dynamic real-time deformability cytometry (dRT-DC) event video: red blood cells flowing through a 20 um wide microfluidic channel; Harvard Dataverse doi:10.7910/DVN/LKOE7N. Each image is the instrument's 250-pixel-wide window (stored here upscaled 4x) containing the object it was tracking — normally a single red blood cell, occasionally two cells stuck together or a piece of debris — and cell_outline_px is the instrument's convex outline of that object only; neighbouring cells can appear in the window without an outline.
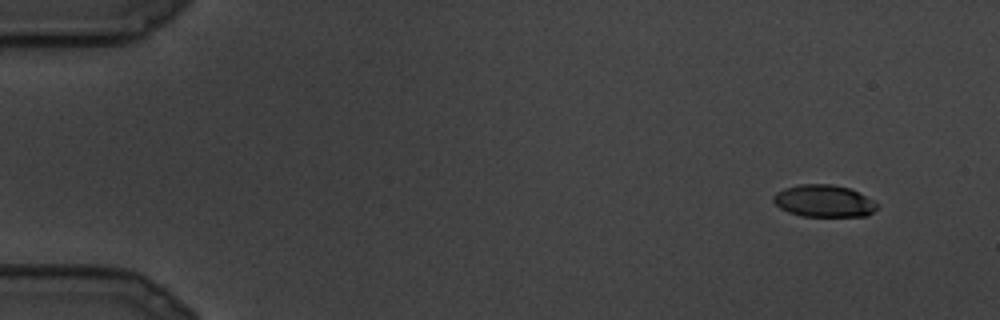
{"species": "common noctule bat (a hibernating species)", "species_latin": "Nyctalus noctula", "temperature_condition": "cold", "stored_images_in_passage": 25, "camera_frame_rate_fps": 3000, "um_per_image_px": 0.085, "animal": {"sex": "male", "body_mass_g": 19.5, "forearm_length_mm": 54.6}, "frame": {"image": 1, "passage_image": 1, "time_ms": 0.0, "image_size_px": [1000, 320], "cell_outline_px": [[880, 204], [868, 216], [800, 216], [788, 212], [780, 208], [772, 200], [772, 196], [776, 192], [784, 188], [800, 184], [832, 184], [848, 188]], "centroid_in_image_um": [69.99, 17.09], "position_along_channel_um": 15.0, "area_um2": 19.36}}
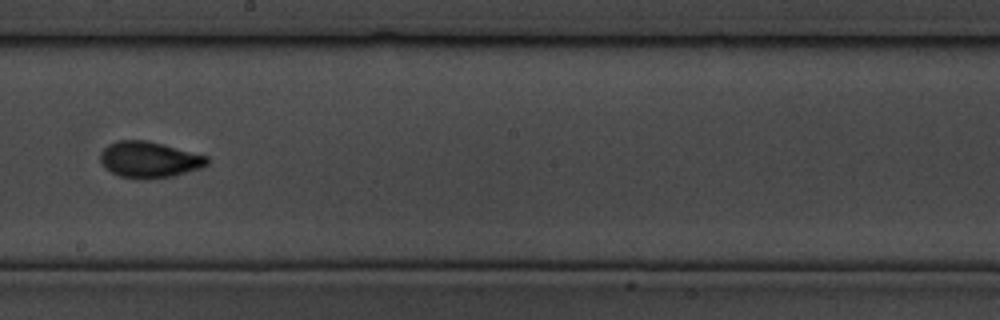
{"frame": {"image": 2, "passage_image": 14, "time_ms": 4.333, "image_size_px": [1000, 320], "cell_outline_px": [[208, 164], [200, 168], [172, 176], [144, 180], [120, 176], [104, 168], [100, 164], [100, 152], [108, 144], [116, 140], [144, 140], [164, 144], [208, 156]], "centroid_in_image_um": [12.65, 13.57], "position_along_channel_um": 235.6, "area_um2": 22.66}}
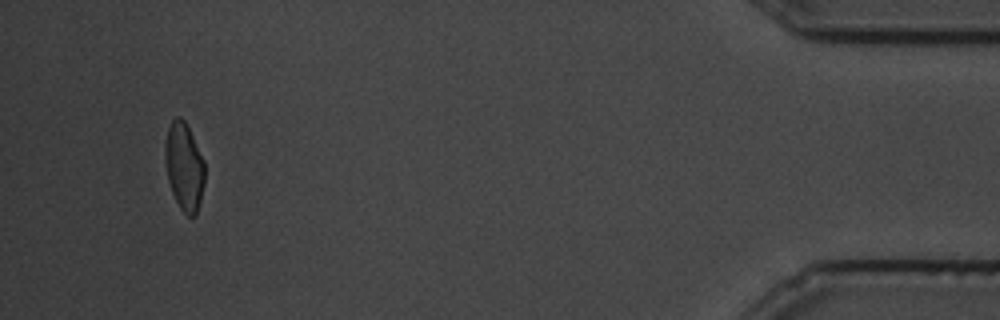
{"frame": {"image": 3, "passage_image": 24, "time_ms": 7.667, "image_size_px": [1000, 320], "cell_outline_px": [[204, 184], [196, 216], [188, 216], [180, 208], [172, 192], [168, 180], [164, 156], [164, 144], [168, 128], [172, 120], [176, 116], [180, 116], [184, 120], [204, 160]], "centroid_in_image_um": [15.64, 14.15], "position_along_channel_um": 419.6, "area_um2": 20.17}}